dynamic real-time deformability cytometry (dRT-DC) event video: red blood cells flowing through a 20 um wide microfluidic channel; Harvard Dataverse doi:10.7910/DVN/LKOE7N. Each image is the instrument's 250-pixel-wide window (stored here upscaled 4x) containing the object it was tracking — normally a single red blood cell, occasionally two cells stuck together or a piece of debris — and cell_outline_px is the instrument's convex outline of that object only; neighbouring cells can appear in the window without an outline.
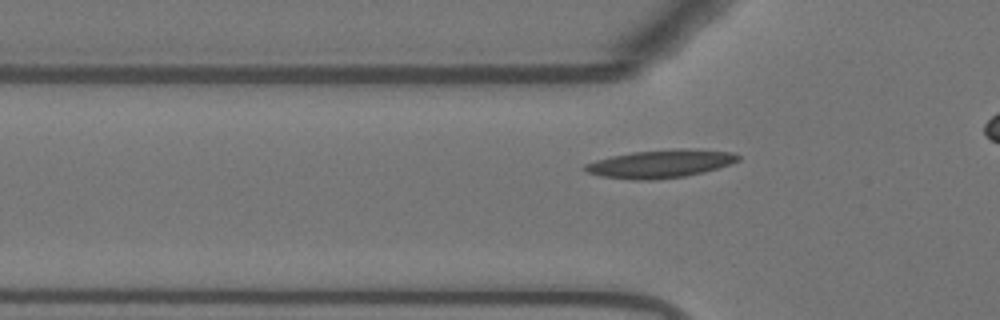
{"species": "Egyptian fruit bat (a non-hibernating species)", "species_latin": "Rousettus aegyptiacus", "temperature_condition": "warm", "stored_images_in_passage": 25, "camera_frame_rate_fps": 3000, "um_per_image_px": 0.085, "animal": {"sex": "female"}, "frame": {"image": 1, "passage_image": 15, "time_ms": 4.667, "image_size_px": [1000, 320], "cell_outline_px": [[740, 160], [704, 172], [684, 176], [656, 180], [632, 180], [600, 176], [588, 172], [584, 168], [584, 164], [596, 160], [612, 156], [632, 152], [676, 148], [684, 148], [732, 152], [740, 156]], "centroid_in_image_um": [56.12, 13.92], "position_along_channel_um": 69.7, "area_um2": 24.97}}
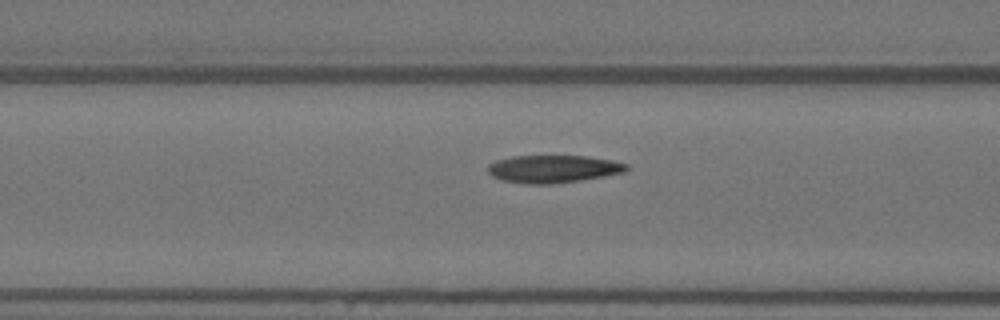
{"frame": {"image": 2, "passage_image": 19, "time_ms": 6.0, "image_size_px": [1000, 320], "cell_outline_px": [[628, 168], [624, 172], [604, 176], [580, 180], [548, 184], [524, 184], [500, 180], [492, 176], [488, 172], [488, 164], [496, 160], [512, 156], [584, 156], [612, 160], [628, 164]], "centroid_in_image_um": [46.98, 14.36], "position_along_channel_um": 119.6, "area_um2": 22.31}}
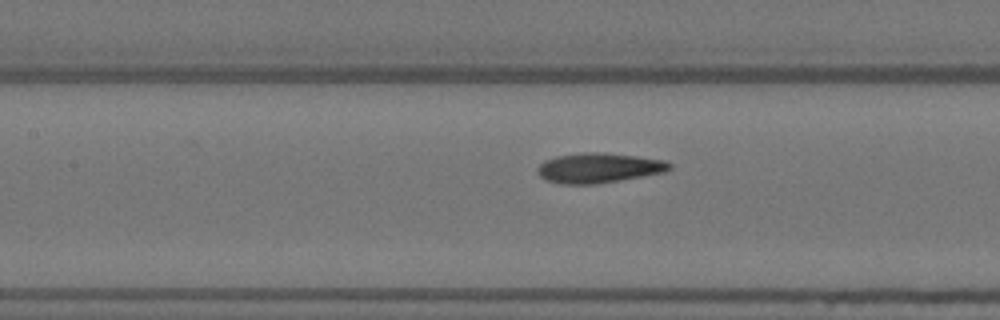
{"frame": {"image": 3, "passage_image": 22, "time_ms": 7.0, "image_size_px": [1000, 320], "cell_outline_px": [[672, 168], [664, 172], [596, 184], [560, 184], [544, 180], [540, 176], [536, 168], [544, 160], [556, 156], [580, 152], [604, 152], [636, 156], [664, 160], [672, 164]], "centroid_in_image_um": [50.85, 14.26], "position_along_channel_um": 156.6, "area_um2": 23.12}}